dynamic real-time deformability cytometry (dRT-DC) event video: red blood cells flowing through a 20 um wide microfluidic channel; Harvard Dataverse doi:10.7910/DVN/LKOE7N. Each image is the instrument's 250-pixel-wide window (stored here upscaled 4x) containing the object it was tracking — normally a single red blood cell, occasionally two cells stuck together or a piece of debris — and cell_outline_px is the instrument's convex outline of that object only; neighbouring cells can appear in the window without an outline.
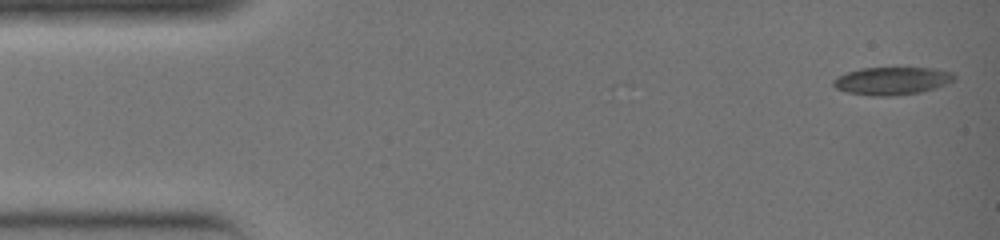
{"species": "common noctule bat (a hibernating species)", "species_latin": "Nyctalus noctula", "temperature_condition": "warm", "stored_images_in_passage": 35, "camera_frame_rate_fps": 3000, "um_per_image_px": 0.085, "animal": {"sex": "female", "body_mass_g": 19.0, "forearm_length_mm": 51.5}, "frame": {"image": 1, "passage_image": 1, "time_ms": 0.0, "image_size_px": [1000, 240], "cell_outline_px": [[956, 80], [936, 88], [920, 92], [892, 96], [872, 96], [844, 92], [836, 88], [832, 84], [832, 80], [848, 72], [860, 68], [932, 68], [952, 72], [956, 76]], "centroid_in_image_um": [75.83, 6.88], "position_along_channel_um": 9.2, "area_um2": 19.65}}
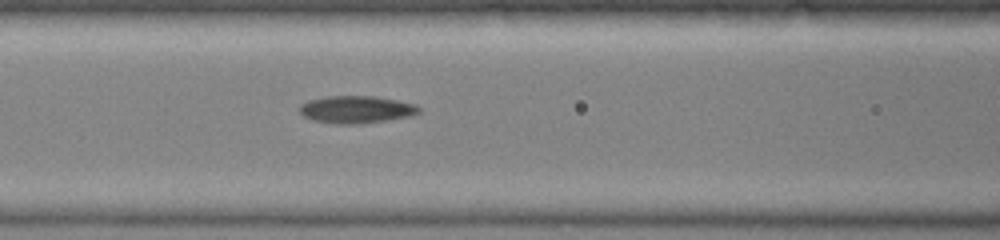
{"frame": {"image": 2, "passage_image": 15, "time_ms": 4.667, "image_size_px": [1000, 240], "cell_outline_px": [[420, 112], [412, 116], [364, 124], [332, 124], [312, 120], [304, 116], [300, 112], [300, 104], [308, 100], [324, 96], [372, 96], [396, 100], [416, 104], [420, 108]], "centroid_in_image_um": [30.28, 9.32], "position_along_channel_um": 136.3, "area_um2": 19.31}}
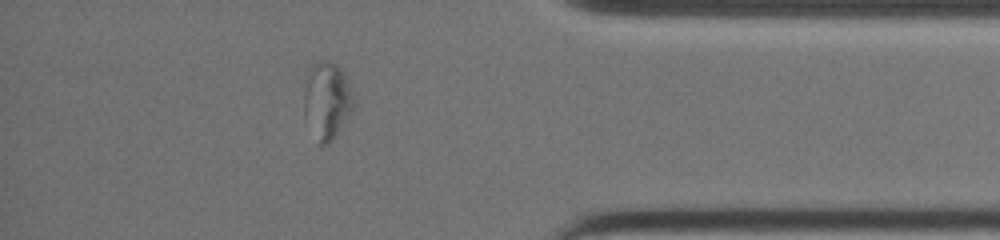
{"frame": {"image": 3, "passage_image": 31, "time_ms": 10.0, "image_size_px": [1000, 240], "cell_outline_px": [[360, 104], [332, 140], [328, 144], [320, 144], [304, 116], [304, 92], [312, 64], [316, 60], [328, 60], [336, 64], [340, 68], [348, 80]], "centroid_in_image_um": [27.89, 8.53], "position_along_channel_um": 407.3, "area_um2": 22.89}}